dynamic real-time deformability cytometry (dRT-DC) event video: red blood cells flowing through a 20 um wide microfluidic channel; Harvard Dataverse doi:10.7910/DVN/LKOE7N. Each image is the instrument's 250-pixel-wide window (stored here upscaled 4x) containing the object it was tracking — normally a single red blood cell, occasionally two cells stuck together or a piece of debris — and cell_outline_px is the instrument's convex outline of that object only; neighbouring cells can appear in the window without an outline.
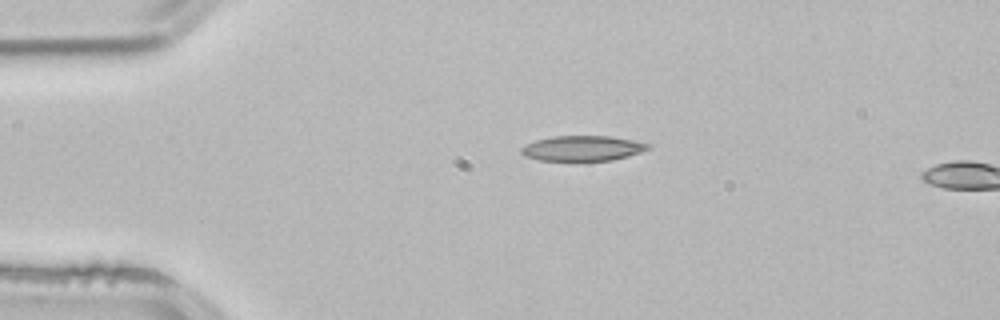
{"species": "common noctule bat (a hibernating species)", "species_latin": "Nyctalus noctula", "temperature_condition": "room temperature", "stored_images_in_passage": 3, "camera_frame_rate_fps": 3000, "um_per_image_px": 0.085, "animal": {"sex": "male", "body_mass_g": 21.5, "forearm_length_mm": 52.0}, "frame": {"image": 1, "passage_image": 3, "time_ms": 0.667, "image_size_px": [1000, 320], "cell_outline_px": [[652, 148], [628, 156], [612, 160], [540, 160], [524, 156], [520, 152], [520, 148], [536, 140], [552, 136], [612, 136], [652, 144]], "centroid_in_image_um": [49.55, 12.59], "position_along_channel_um": 35.5, "area_um2": 18.55}}